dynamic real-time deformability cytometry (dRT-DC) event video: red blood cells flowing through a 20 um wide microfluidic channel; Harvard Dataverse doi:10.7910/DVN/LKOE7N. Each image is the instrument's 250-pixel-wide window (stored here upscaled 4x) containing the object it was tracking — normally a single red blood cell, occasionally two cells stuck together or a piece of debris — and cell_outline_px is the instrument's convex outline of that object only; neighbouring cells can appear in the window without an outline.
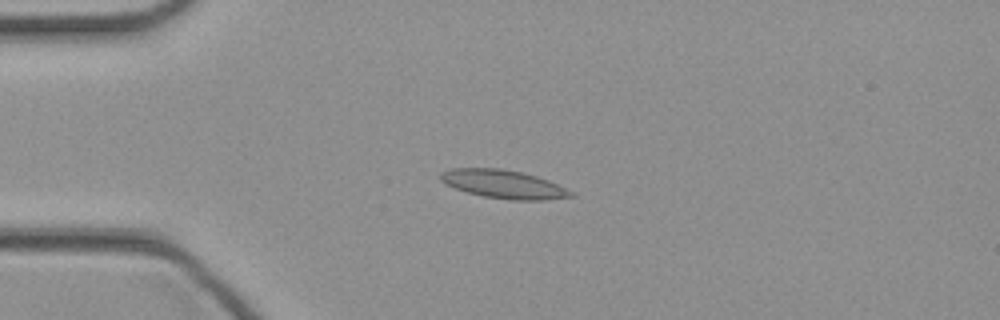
{"species": "common noctule bat (a hibernating species)", "species_latin": "Nyctalus noctula", "temperature_condition": "cold", "stored_images_in_passage": 35, "camera_frame_rate_fps": 3000, "um_per_image_px": 0.085, "animal": {"sex": "female", "body_mass_g": 21.9}, "frame": {"image": 1, "passage_image": 1, "time_ms": 0.0, "image_size_px": [1000, 320], "cell_outline_px": [[576, 196], [548, 200], [508, 200], [484, 196], [468, 192], [444, 184], [440, 180], [440, 172], [452, 168], [500, 168], [520, 172], [536, 176], [548, 180], [572, 192]], "centroid_in_image_um": [42.78, 15.66], "position_along_channel_um": 42.2, "area_um2": 21.5}}
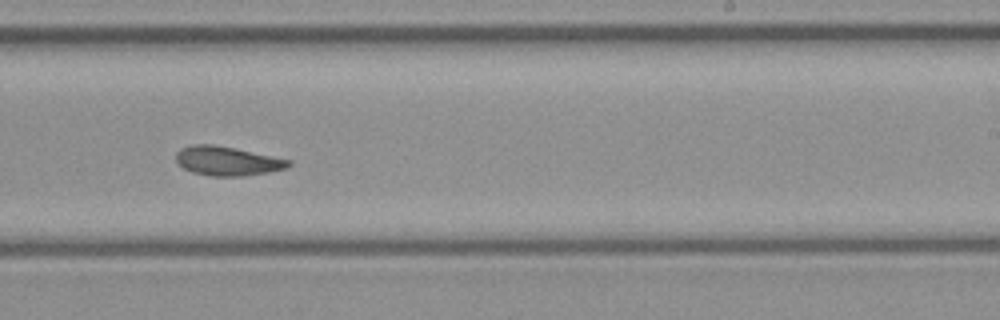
{"frame": {"image": 2, "passage_image": 18, "time_ms": 5.667, "image_size_px": [1000, 320], "cell_outline_px": [[292, 164], [284, 168], [268, 172], [244, 176], [212, 176], [192, 172], [176, 164], [176, 152], [180, 148], [192, 144], [212, 144], [236, 148], [292, 160]], "centroid_in_image_um": [19.29, 13.67], "position_along_channel_um": 269.7, "area_um2": 19.25}}
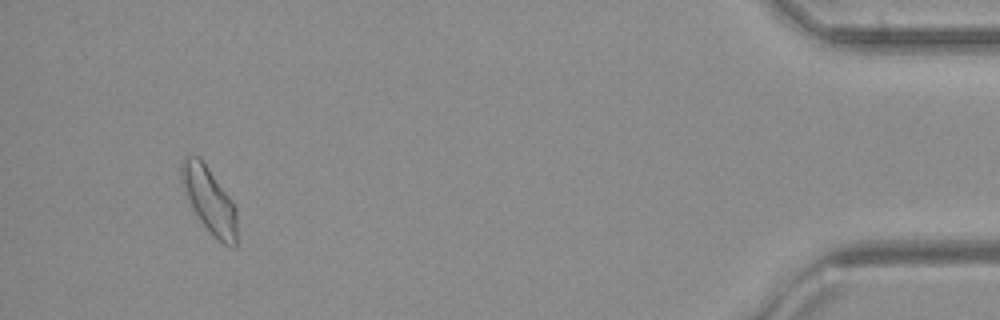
{"frame": {"image": 3, "passage_image": 33, "time_ms": 10.667, "image_size_px": [1000, 320], "cell_outline_px": [[236, 248], [232, 248], [216, 240], [212, 236], [200, 220], [184, 192], [180, 180], [180, 160], [184, 156], [200, 156], [228, 196], [236, 208]], "centroid_in_image_um": [17.76, 17.0], "position_along_channel_um": 417.4, "area_um2": 21.33}}